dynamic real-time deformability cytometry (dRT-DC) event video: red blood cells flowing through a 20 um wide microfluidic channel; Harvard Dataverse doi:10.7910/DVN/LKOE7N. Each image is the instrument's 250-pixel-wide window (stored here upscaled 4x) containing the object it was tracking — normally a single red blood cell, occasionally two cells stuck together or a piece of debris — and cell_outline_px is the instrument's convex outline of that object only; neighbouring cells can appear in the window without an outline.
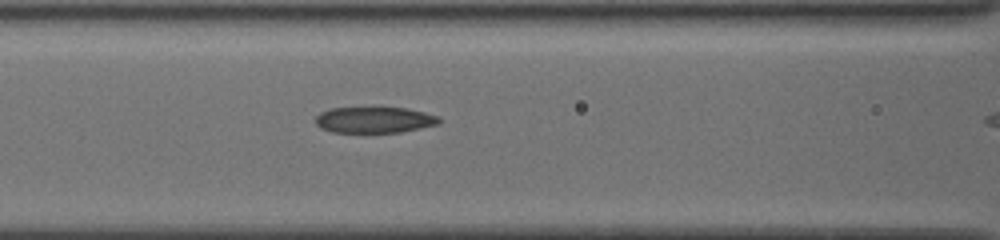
{"species": "common noctule bat (a hibernating species)", "species_latin": "Nyctalus noctula", "temperature_condition": "cold", "stored_images_in_passage": 11, "camera_frame_rate_fps": 3000, "um_per_image_px": 0.085, "animal": {"sex": "female", "body_mass_g": 19.5, "forearm_length_mm": 54.1}, "frame": {"image": 1, "passage_image": 10, "time_ms": 3.0, "image_size_px": [1000, 240], "cell_outline_px": [[440, 124], [400, 132], [332, 132], [320, 128], [316, 124], [316, 116], [320, 112], [332, 108], [376, 104], [408, 108], [440, 116]], "centroid_in_image_um": [31.83, 10.13], "position_along_channel_um": 134.8, "area_um2": 19.83}}